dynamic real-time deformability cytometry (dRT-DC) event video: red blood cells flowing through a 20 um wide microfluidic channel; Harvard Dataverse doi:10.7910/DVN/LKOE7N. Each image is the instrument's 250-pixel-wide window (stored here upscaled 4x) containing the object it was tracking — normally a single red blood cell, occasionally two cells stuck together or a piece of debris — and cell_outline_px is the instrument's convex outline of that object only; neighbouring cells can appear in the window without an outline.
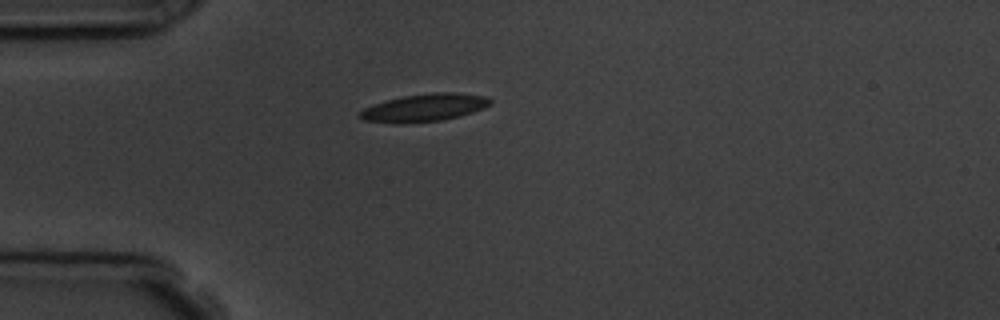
{"species": "common noctule bat (a hibernating species)", "species_latin": "Nyctalus noctula", "temperature_condition": "room temperature", "stored_images_in_passage": 1, "camera_frame_rate_fps": 3000, "um_per_image_px": 0.085, "animal": {"sex": "male", "body_mass_g": 19.5, "forearm_length_mm": 54.6}, "frame": {"image": 1, "passage_image": 1, "time_ms": 0.0, "image_size_px": [1000, 320], "cell_outline_px": [[492, 104], [484, 108], [472, 112], [440, 120], [404, 124], [396, 124], [364, 120], [356, 116], [356, 112], [372, 104], [404, 96], [432, 92], [452, 92], [488, 96], [492, 100]], "centroid_in_image_um": [36.02, 9.15], "position_along_channel_um": 49.0, "area_um2": 21.21}}